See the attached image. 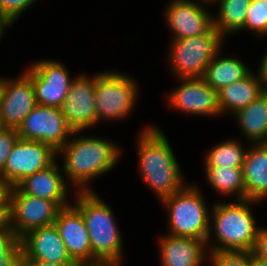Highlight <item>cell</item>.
<instances>
[{
	"mask_svg": "<svg viewBox=\"0 0 267 266\" xmlns=\"http://www.w3.org/2000/svg\"><path fill=\"white\" fill-rule=\"evenodd\" d=\"M20 259L77 264L68 255L55 224L33 229L20 239Z\"/></svg>",
	"mask_w": 267,
	"mask_h": 266,
	"instance_id": "16",
	"label": "cell"
},
{
	"mask_svg": "<svg viewBox=\"0 0 267 266\" xmlns=\"http://www.w3.org/2000/svg\"><path fill=\"white\" fill-rule=\"evenodd\" d=\"M13 25L14 23L8 17L0 14V43L2 38L5 37L4 34L8 33L7 30L10 31Z\"/></svg>",
	"mask_w": 267,
	"mask_h": 266,
	"instance_id": "35",
	"label": "cell"
},
{
	"mask_svg": "<svg viewBox=\"0 0 267 266\" xmlns=\"http://www.w3.org/2000/svg\"><path fill=\"white\" fill-rule=\"evenodd\" d=\"M203 4L213 6L218 0H197Z\"/></svg>",
	"mask_w": 267,
	"mask_h": 266,
	"instance_id": "40",
	"label": "cell"
},
{
	"mask_svg": "<svg viewBox=\"0 0 267 266\" xmlns=\"http://www.w3.org/2000/svg\"><path fill=\"white\" fill-rule=\"evenodd\" d=\"M0 258H20V241L7 225L0 229Z\"/></svg>",
	"mask_w": 267,
	"mask_h": 266,
	"instance_id": "30",
	"label": "cell"
},
{
	"mask_svg": "<svg viewBox=\"0 0 267 266\" xmlns=\"http://www.w3.org/2000/svg\"><path fill=\"white\" fill-rule=\"evenodd\" d=\"M261 204L249 199L231 202L215 200L206 240L208 251L251 252L261 227L253 208Z\"/></svg>",
	"mask_w": 267,
	"mask_h": 266,
	"instance_id": "3",
	"label": "cell"
},
{
	"mask_svg": "<svg viewBox=\"0 0 267 266\" xmlns=\"http://www.w3.org/2000/svg\"><path fill=\"white\" fill-rule=\"evenodd\" d=\"M88 74V75H87ZM95 73H77L65 97L62 115L74 131H90L97 126Z\"/></svg>",
	"mask_w": 267,
	"mask_h": 266,
	"instance_id": "14",
	"label": "cell"
},
{
	"mask_svg": "<svg viewBox=\"0 0 267 266\" xmlns=\"http://www.w3.org/2000/svg\"><path fill=\"white\" fill-rule=\"evenodd\" d=\"M9 189L8 184L0 176V204H8Z\"/></svg>",
	"mask_w": 267,
	"mask_h": 266,
	"instance_id": "36",
	"label": "cell"
},
{
	"mask_svg": "<svg viewBox=\"0 0 267 266\" xmlns=\"http://www.w3.org/2000/svg\"><path fill=\"white\" fill-rule=\"evenodd\" d=\"M242 173L245 199L267 202V143L249 145Z\"/></svg>",
	"mask_w": 267,
	"mask_h": 266,
	"instance_id": "20",
	"label": "cell"
},
{
	"mask_svg": "<svg viewBox=\"0 0 267 266\" xmlns=\"http://www.w3.org/2000/svg\"><path fill=\"white\" fill-rule=\"evenodd\" d=\"M224 50L226 48H222L209 62L203 77L216 92L226 85L246 77L253 70L243 58L226 55L223 53Z\"/></svg>",
	"mask_w": 267,
	"mask_h": 266,
	"instance_id": "23",
	"label": "cell"
},
{
	"mask_svg": "<svg viewBox=\"0 0 267 266\" xmlns=\"http://www.w3.org/2000/svg\"><path fill=\"white\" fill-rule=\"evenodd\" d=\"M169 41L165 64L176 79L203 78L207 65L225 46L226 39L213 26L206 34Z\"/></svg>",
	"mask_w": 267,
	"mask_h": 266,
	"instance_id": "7",
	"label": "cell"
},
{
	"mask_svg": "<svg viewBox=\"0 0 267 266\" xmlns=\"http://www.w3.org/2000/svg\"><path fill=\"white\" fill-rule=\"evenodd\" d=\"M234 119L244 142L267 143V90L245 108L234 113Z\"/></svg>",
	"mask_w": 267,
	"mask_h": 266,
	"instance_id": "22",
	"label": "cell"
},
{
	"mask_svg": "<svg viewBox=\"0 0 267 266\" xmlns=\"http://www.w3.org/2000/svg\"><path fill=\"white\" fill-rule=\"evenodd\" d=\"M250 266H267V260L253 256L250 252Z\"/></svg>",
	"mask_w": 267,
	"mask_h": 266,
	"instance_id": "39",
	"label": "cell"
},
{
	"mask_svg": "<svg viewBox=\"0 0 267 266\" xmlns=\"http://www.w3.org/2000/svg\"><path fill=\"white\" fill-rule=\"evenodd\" d=\"M86 132L74 131L57 152L66 181L76 192L94 191L92 183L124 160L125 148L118 141Z\"/></svg>",
	"mask_w": 267,
	"mask_h": 266,
	"instance_id": "1",
	"label": "cell"
},
{
	"mask_svg": "<svg viewBox=\"0 0 267 266\" xmlns=\"http://www.w3.org/2000/svg\"><path fill=\"white\" fill-rule=\"evenodd\" d=\"M96 190L75 192L72 204L81 212L89 234L92 265L124 266V240L114 209ZM113 210V211H112Z\"/></svg>",
	"mask_w": 267,
	"mask_h": 266,
	"instance_id": "4",
	"label": "cell"
},
{
	"mask_svg": "<svg viewBox=\"0 0 267 266\" xmlns=\"http://www.w3.org/2000/svg\"><path fill=\"white\" fill-rule=\"evenodd\" d=\"M165 6L162 17L170 31L169 40L206 34L213 27L212 6L197 0H168Z\"/></svg>",
	"mask_w": 267,
	"mask_h": 266,
	"instance_id": "13",
	"label": "cell"
},
{
	"mask_svg": "<svg viewBox=\"0 0 267 266\" xmlns=\"http://www.w3.org/2000/svg\"><path fill=\"white\" fill-rule=\"evenodd\" d=\"M135 142L138 163L136 174L145 187L153 191L158 202L189 183L172 143L161 126L151 123L139 127Z\"/></svg>",
	"mask_w": 267,
	"mask_h": 266,
	"instance_id": "2",
	"label": "cell"
},
{
	"mask_svg": "<svg viewBox=\"0 0 267 266\" xmlns=\"http://www.w3.org/2000/svg\"><path fill=\"white\" fill-rule=\"evenodd\" d=\"M239 138L222 139L223 141L215 143L203 153L201 164L203 166L242 167L250 143L243 144L244 140L241 139V135Z\"/></svg>",
	"mask_w": 267,
	"mask_h": 266,
	"instance_id": "26",
	"label": "cell"
},
{
	"mask_svg": "<svg viewBox=\"0 0 267 266\" xmlns=\"http://www.w3.org/2000/svg\"><path fill=\"white\" fill-rule=\"evenodd\" d=\"M21 266H79V264H58L37 260H21Z\"/></svg>",
	"mask_w": 267,
	"mask_h": 266,
	"instance_id": "34",
	"label": "cell"
},
{
	"mask_svg": "<svg viewBox=\"0 0 267 266\" xmlns=\"http://www.w3.org/2000/svg\"><path fill=\"white\" fill-rule=\"evenodd\" d=\"M252 0H218L212 7L214 28L228 41L244 27L246 12Z\"/></svg>",
	"mask_w": 267,
	"mask_h": 266,
	"instance_id": "25",
	"label": "cell"
},
{
	"mask_svg": "<svg viewBox=\"0 0 267 266\" xmlns=\"http://www.w3.org/2000/svg\"><path fill=\"white\" fill-rule=\"evenodd\" d=\"M159 266H207L206 241L162 233L158 236Z\"/></svg>",
	"mask_w": 267,
	"mask_h": 266,
	"instance_id": "19",
	"label": "cell"
},
{
	"mask_svg": "<svg viewBox=\"0 0 267 266\" xmlns=\"http://www.w3.org/2000/svg\"><path fill=\"white\" fill-rule=\"evenodd\" d=\"M79 266H117L115 264H96V265H79Z\"/></svg>",
	"mask_w": 267,
	"mask_h": 266,
	"instance_id": "41",
	"label": "cell"
},
{
	"mask_svg": "<svg viewBox=\"0 0 267 266\" xmlns=\"http://www.w3.org/2000/svg\"><path fill=\"white\" fill-rule=\"evenodd\" d=\"M263 54V55H262ZM261 57L259 58L258 66L255 71L265 88L267 89V50L265 49L262 52Z\"/></svg>",
	"mask_w": 267,
	"mask_h": 266,
	"instance_id": "33",
	"label": "cell"
},
{
	"mask_svg": "<svg viewBox=\"0 0 267 266\" xmlns=\"http://www.w3.org/2000/svg\"><path fill=\"white\" fill-rule=\"evenodd\" d=\"M137 80L120 70L95 72L97 127L107 121L116 124L131 117L141 95L142 86Z\"/></svg>",
	"mask_w": 267,
	"mask_h": 266,
	"instance_id": "6",
	"label": "cell"
},
{
	"mask_svg": "<svg viewBox=\"0 0 267 266\" xmlns=\"http://www.w3.org/2000/svg\"><path fill=\"white\" fill-rule=\"evenodd\" d=\"M267 89L252 70L246 77L226 85L217 92L221 117H231L257 99Z\"/></svg>",
	"mask_w": 267,
	"mask_h": 266,
	"instance_id": "21",
	"label": "cell"
},
{
	"mask_svg": "<svg viewBox=\"0 0 267 266\" xmlns=\"http://www.w3.org/2000/svg\"><path fill=\"white\" fill-rule=\"evenodd\" d=\"M18 74L14 77L2 75L0 96V123L2 127L17 129L37 105L31 79L23 71Z\"/></svg>",
	"mask_w": 267,
	"mask_h": 266,
	"instance_id": "15",
	"label": "cell"
},
{
	"mask_svg": "<svg viewBox=\"0 0 267 266\" xmlns=\"http://www.w3.org/2000/svg\"><path fill=\"white\" fill-rule=\"evenodd\" d=\"M59 162L57 159L49 167L22 180L16 187L23 193L54 201L60 208L71 205L76 191L67 183Z\"/></svg>",
	"mask_w": 267,
	"mask_h": 266,
	"instance_id": "17",
	"label": "cell"
},
{
	"mask_svg": "<svg viewBox=\"0 0 267 266\" xmlns=\"http://www.w3.org/2000/svg\"><path fill=\"white\" fill-rule=\"evenodd\" d=\"M54 224L71 259L79 265H92L89 234L81 212L73 204L61 208Z\"/></svg>",
	"mask_w": 267,
	"mask_h": 266,
	"instance_id": "18",
	"label": "cell"
},
{
	"mask_svg": "<svg viewBox=\"0 0 267 266\" xmlns=\"http://www.w3.org/2000/svg\"><path fill=\"white\" fill-rule=\"evenodd\" d=\"M19 138L39 141L59 151L74 130L57 107L36 105L16 129Z\"/></svg>",
	"mask_w": 267,
	"mask_h": 266,
	"instance_id": "11",
	"label": "cell"
},
{
	"mask_svg": "<svg viewBox=\"0 0 267 266\" xmlns=\"http://www.w3.org/2000/svg\"><path fill=\"white\" fill-rule=\"evenodd\" d=\"M207 266H250V252L209 251Z\"/></svg>",
	"mask_w": 267,
	"mask_h": 266,
	"instance_id": "28",
	"label": "cell"
},
{
	"mask_svg": "<svg viewBox=\"0 0 267 266\" xmlns=\"http://www.w3.org/2000/svg\"><path fill=\"white\" fill-rule=\"evenodd\" d=\"M57 160V151L39 141L18 138L6 160L1 177L10 188Z\"/></svg>",
	"mask_w": 267,
	"mask_h": 266,
	"instance_id": "12",
	"label": "cell"
},
{
	"mask_svg": "<svg viewBox=\"0 0 267 266\" xmlns=\"http://www.w3.org/2000/svg\"><path fill=\"white\" fill-rule=\"evenodd\" d=\"M39 0H0V14L14 24Z\"/></svg>",
	"mask_w": 267,
	"mask_h": 266,
	"instance_id": "29",
	"label": "cell"
},
{
	"mask_svg": "<svg viewBox=\"0 0 267 266\" xmlns=\"http://www.w3.org/2000/svg\"><path fill=\"white\" fill-rule=\"evenodd\" d=\"M8 225V204H0V229Z\"/></svg>",
	"mask_w": 267,
	"mask_h": 266,
	"instance_id": "37",
	"label": "cell"
},
{
	"mask_svg": "<svg viewBox=\"0 0 267 266\" xmlns=\"http://www.w3.org/2000/svg\"><path fill=\"white\" fill-rule=\"evenodd\" d=\"M60 209L54 201L23 193L17 187L9 189L8 225L19 239L33 229L54 224Z\"/></svg>",
	"mask_w": 267,
	"mask_h": 266,
	"instance_id": "10",
	"label": "cell"
},
{
	"mask_svg": "<svg viewBox=\"0 0 267 266\" xmlns=\"http://www.w3.org/2000/svg\"><path fill=\"white\" fill-rule=\"evenodd\" d=\"M251 254L267 260V226H261L255 239Z\"/></svg>",
	"mask_w": 267,
	"mask_h": 266,
	"instance_id": "32",
	"label": "cell"
},
{
	"mask_svg": "<svg viewBox=\"0 0 267 266\" xmlns=\"http://www.w3.org/2000/svg\"><path fill=\"white\" fill-rule=\"evenodd\" d=\"M176 87L165 91L167 110L191 117L219 118L217 92L204 78H176Z\"/></svg>",
	"mask_w": 267,
	"mask_h": 266,
	"instance_id": "9",
	"label": "cell"
},
{
	"mask_svg": "<svg viewBox=\"0 0 267 266\" xmlns=\"http://www.w3.org/2000/svg\"><path fill=\"white\" fill-rule=\"evenodd\" d=\"M202 170L206 186L216 192V195L230 201L245 200L242 167L203 166Z\"/></svg>",
	"mask_w": 267,
	"mask_h": 266,
	"instance_id": "24",
	"label": "cell"
},
{
	"mask_svg": "<svg viewBox=\"0 0 267 266\" xmlns=\"http://www.w3.org/2000/svg\"><path fill=\"white\" fill-rule=\"evenodd\" d=\"M202 187L195 181L189 182L183 189L159 202L166 214L165 233L207 240L213 203L208 204Z\"/></svg>",
	"mask_w": 267,
	"mask_h": 266,
	"instance_id": "5",
	"label": "cell"
},
{
	"mask_svg": "<svg viewBox=\"0 0 267 266\" xmlns=\"http://www.w3.org/2000/svg\"><path fill=\"white\" fill-rule=\"evenodd\" d=\"M31 79L37 105L61 108L75 75L56 59H37L22 69Z\"/></svg>",
	"mask_w": 267,
	"mask_h": 266,
	"instance_id": "8",
	"label": "cell"
},
{
	"mask_svg": "<svg viewBox=\"0 0 267 266\" xmlns=\"http://www.w3.org/2000/svg\"><path fill=\"white\" fill-rule=\"evenodd\" d=\"M1 91H2V76L0 75V96H1Z\"/></svg>",
	"mask_w": 267,
	"mask_h": 266,
	"instance_id": "42",
	"label": "cell"
},
{
	"mask_svg": "<svg viewBox=\"0 0 267 266\" xmlns=\"http://www.w3.org/2000/svg\"><path fill=\"white\" fill-rule=\"evenodd\" d=\"M18 138L19 135L15 128H0V175L4 170L6 160Z\"/></svg>",
	"mask_w": 267,
	"mask_h": 266,
	"instance_id": "31",
	"label": "cell"
},
{
	"mask_svg": "<svg viewBox=\"0 0 267 266\" xmlns=\"http://www.w3.org/2000/svg\"><path fill=\"white\" fill-rule=\"evenodd\" d=\"M245 31L254 34L255 39L267 41V0L251 1L246 12L244 27L238 33Z\"/></svg>",
	"mask_w": 267,
	"mask_h": 266,
	"instance_id": "27",
	"label": "cell"
},
{
	"mask_svg": "<svg viewBox=\"0 0 267 266\" xmlns=\"http://www.w3.org/2000/svg\"><path fill=\"white\" fill-rule=\"evenodd\" d=\"M0 266H21L20 258H0Z\"/></svg>",
	"mask_w": 267,
	"mask_h": 266,
	"instance_id": "38",
	"label": "cell"
}]
</instances>
